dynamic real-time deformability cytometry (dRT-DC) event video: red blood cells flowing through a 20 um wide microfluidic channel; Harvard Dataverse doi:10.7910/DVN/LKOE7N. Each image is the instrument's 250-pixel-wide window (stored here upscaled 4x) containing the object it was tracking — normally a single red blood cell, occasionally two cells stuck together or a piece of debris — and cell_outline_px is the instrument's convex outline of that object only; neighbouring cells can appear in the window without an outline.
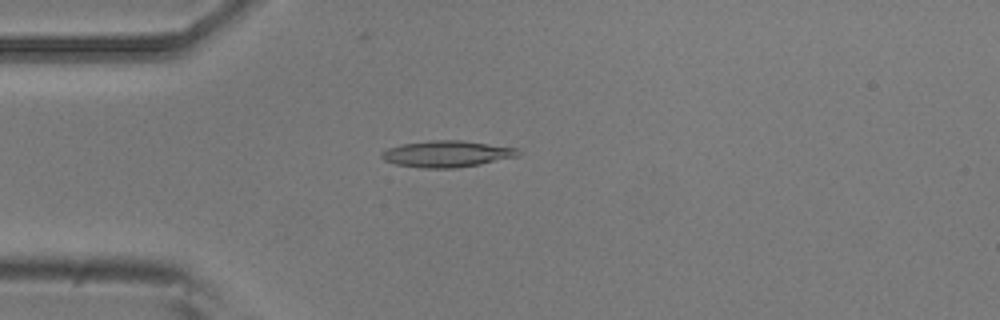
{"species": "common noctule bat (a hibernating species)", "species_latin": "Nyctalus noctula", "temperature_condition": "room temperature", "stored_images_in_passage": 4, "camera_frame_rate_fps": 3000, "um_per_image_px": 0.085, "animal": {"sex": "male", "body_mass_g": 20.5, "forearm_length_mm": 52.5}, "frame": {"image": 1, "passage_image": 4, "time_ms": 1.0, "image_size_px": [1000, 320], "cell_outline_px": [[520, 156], [480, 164], [456, 168], [424, 168], [396, 164], [384, 160], [380, 156], [380, 152], [388, 148], [400, 144], [428, 140], [460, 140], [520, 148]], "centroid_in_image_um": [37.99, 13.07], "position_along_channel_um": 47.0, "area_um2": 21.21}}